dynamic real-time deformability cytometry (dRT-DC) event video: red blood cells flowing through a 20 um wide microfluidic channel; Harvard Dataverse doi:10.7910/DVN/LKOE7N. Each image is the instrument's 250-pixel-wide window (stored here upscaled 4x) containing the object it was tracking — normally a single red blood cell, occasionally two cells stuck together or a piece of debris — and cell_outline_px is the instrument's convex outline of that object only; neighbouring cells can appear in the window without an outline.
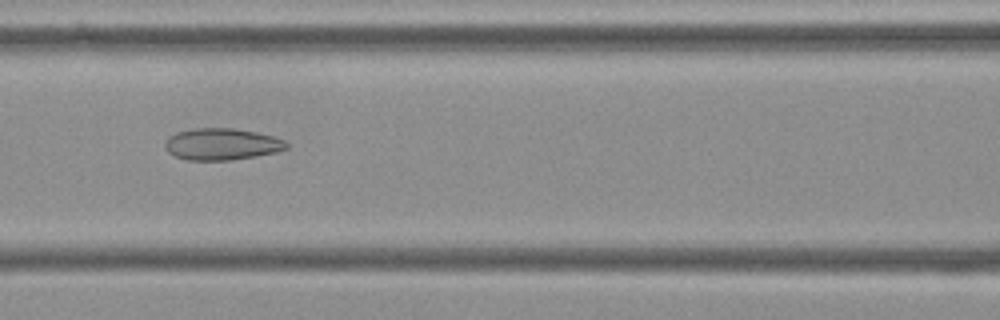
{"species": "Egyptian fruit bat (a non-hibernating species)", "species_latin": "Rousettus aegyptiacus", "temperature_condition": "cold", "stored_images_in_passage": 28, "camera_frame_rate_fps": 3000, "um_per_image_px": 0.085, "frame": {"image": 1, "passage_image": 24, "time_ms": 7.667, "image_size_px": [1000, 320], "cell_outline_px": [[288, 148], [276, 152], [256, 156], [232, 160], [188, 160], [176, 156], [168, 152], [164, 144], [168, 136], [176, 132], [196, 128], [232, 128], [256, 132], [272, 136], [284, 140], [288, 144]], "centroid_in_image_um": [18.84, 12.25], "position_along_channel_um": 147.8, "area_um2": 22.43}}
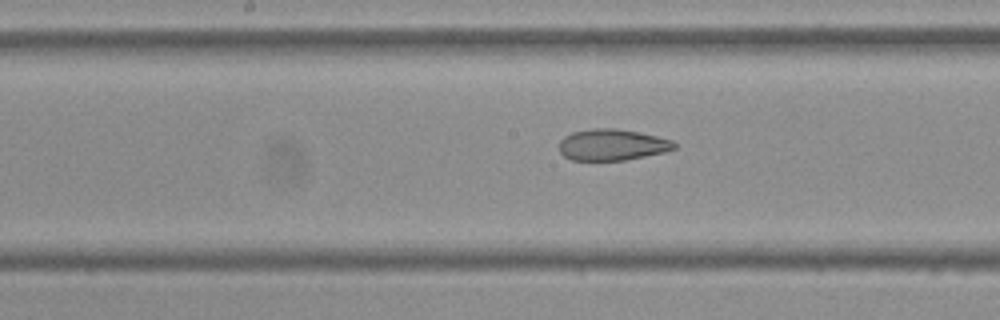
{"frame": {"image": 2, "passage_image": 28, "time_ms": 9.0, "image_size_px": [1000, 320], "cell_outline_px": [[676, 148], [664, 152], [624, 160], [572, 160], [564, 156], [560, 152], [560, 140], [564, 136], [572, 132], [592, 128], [616, 128], [640, 132], [672, 140], [676, 144]], "centroid_in_image_um": [52.02, 12.29], "position_along_channel_um": 196.2, "area_um2": 20.98}}